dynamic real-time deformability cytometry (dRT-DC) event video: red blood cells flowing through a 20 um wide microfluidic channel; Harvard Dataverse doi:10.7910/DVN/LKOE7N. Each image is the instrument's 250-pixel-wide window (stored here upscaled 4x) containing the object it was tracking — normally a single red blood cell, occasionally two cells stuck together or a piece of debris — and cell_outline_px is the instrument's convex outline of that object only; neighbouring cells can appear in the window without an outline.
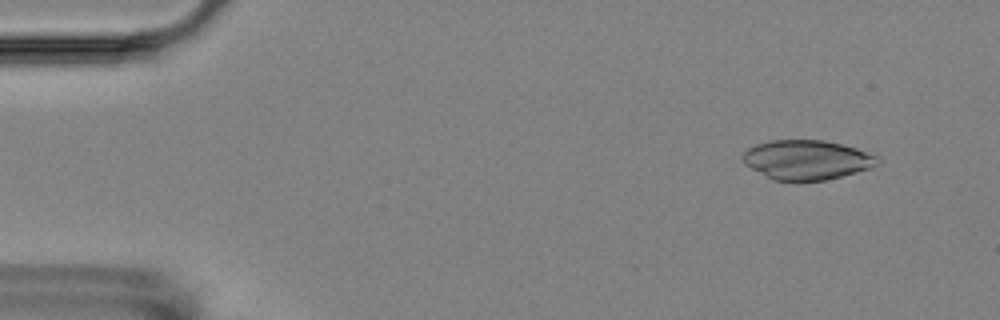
{"species": "Egyptian fruit bat (a non-hibernating species)", "species_latin": "Rousettus aegyptiacus", "temperature_condition": "room temperature", "stored_images_in_passage": 5, "camera_frame_rate_fps": 3000, "um_per_image_px": 0.085, "animal": {"sex": "female"}, "frame": {"image": 1, "passage_image": 1, "time_ms": 0.0, "image_size_px": [1000, 320], "cell_outline_px": [[880, 160], [876, 164], [868, 168], [856, 172], [824, 180], [796, 184], [772, 180], [744, 164], [744, 152], [748, 148], [756, 144], [772, 140], [824, 140], [876, 152], [880, 156]], "centroid_in_image_um": [68.61, 13.61], "position_along_channel_um": 16.4, "area_um2": 31.79}}